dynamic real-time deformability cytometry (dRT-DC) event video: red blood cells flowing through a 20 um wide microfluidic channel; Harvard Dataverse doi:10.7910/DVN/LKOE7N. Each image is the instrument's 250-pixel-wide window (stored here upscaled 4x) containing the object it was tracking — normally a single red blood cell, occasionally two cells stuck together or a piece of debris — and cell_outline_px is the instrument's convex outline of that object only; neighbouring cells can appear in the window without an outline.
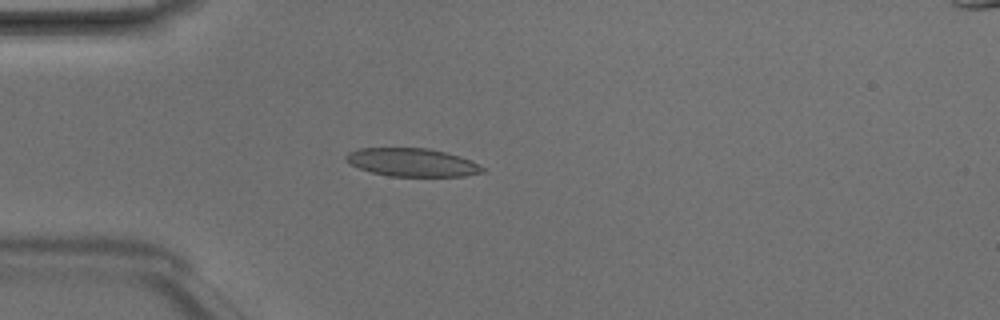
{"species": "Egyptian fruit bat (a non-hibernating species)", "species_latin": "Rousettus aegyptiacus", "temperature_condition": "room temperature", "stored_images_in_passage": 4, "camera_frame_rate_fps": 3000, "um_per_image_px": 0.085, "animal": {"sex": "male"}, "frame": {"image": 1, "passage_image": 4, "time_ms": 1.0, "image_size_px": [1000, 320], "cell_outline_px": [[488, 168], [484, 172], [464, 176], [388, 176], [372, 172], [348, 164], [344, 160], [344, 156], [348, 152], [360, 148], [428, 148], [460, 156], [472, 160]], "centroid_in_image_um": [35.05, 13.8], "position_along_channel_um": 50.0, "area_um2": 22.66}}